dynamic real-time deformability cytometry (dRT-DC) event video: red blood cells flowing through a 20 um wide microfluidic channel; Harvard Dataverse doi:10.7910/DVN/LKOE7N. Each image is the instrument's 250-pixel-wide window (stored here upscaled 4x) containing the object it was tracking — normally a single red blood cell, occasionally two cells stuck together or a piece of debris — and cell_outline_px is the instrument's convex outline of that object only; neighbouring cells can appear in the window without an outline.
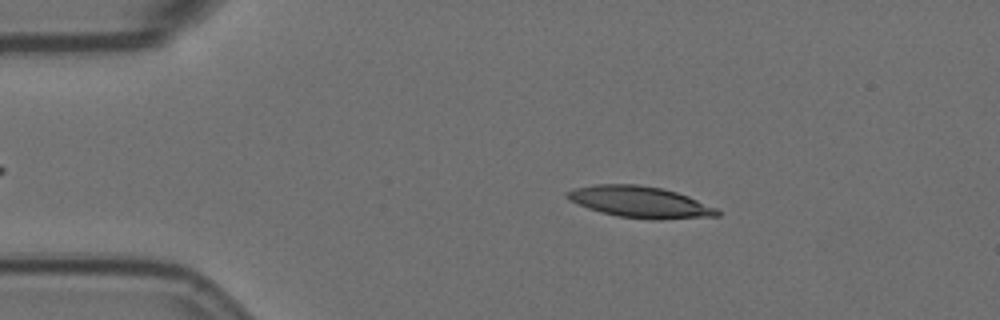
{"species": "Egyptian fruit bat (a non-hibernating species)", "species_latin": "Rousettus aegyptiacus", "temperature_condition": "room temperature", "stored_images_in_passage": 13, "camera_frame_rate_fps": 3000, "um_per_image_px": 0.085, "animal": {"sex": "female"}, "frame": {"image": 1, "passage_image": 9, "time_ms": 2.667, "image_size_px": [1000, 320], "cell_outline_px": [[720, 216], [652, 220], [616, 216], [600, 212], [588, 208], [568, 200], [564, 196], [564, 192], [572, 188], [592, 184], [636, 184], [660, 188], [676, 192], [688, 196], [716, 208], [720, 212]], "centroid_in_image_um": [54.33, 17.17], "position_along_channel_um": 30.7, "area_um2": 27.63}}